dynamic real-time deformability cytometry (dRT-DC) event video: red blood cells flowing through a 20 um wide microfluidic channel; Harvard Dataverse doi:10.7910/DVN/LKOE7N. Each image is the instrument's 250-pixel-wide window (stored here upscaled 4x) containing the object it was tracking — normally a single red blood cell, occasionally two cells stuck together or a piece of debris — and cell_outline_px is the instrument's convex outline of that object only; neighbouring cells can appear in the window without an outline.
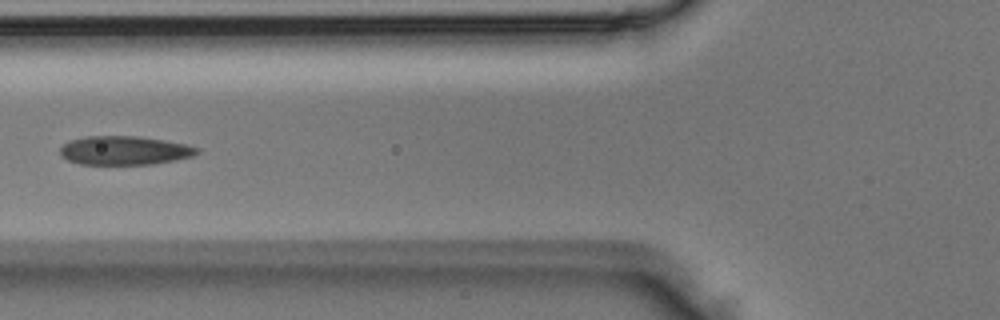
{"species": "Egyptian fruit bat (a non-hibernating species)", "species_latin": "Rousettus aegyptiacus", "temperature_condition": "room temperature", "stored_images_in_passage": 2, "camera_frame_rate_fps": 3000, "um_per_image_px": 0.085, "animal": {"sex": "male"}, "frame": {"image": 1, "passage_image": 2, "time_ms": 0.333, "image_size_px": [1000, 320], "cell_outline_px": [[200, 152], [192, 156], [152, 164], [80, 164], [68, 160], [60, 156], [60, 148], [68, 140], [84, 136], [140, 136], [188, 144], [200, 148]], "centroid_in_image_um": [10.57, 12.77], "position_along_channel_um": 115.2, "area_um2": 23.12}}